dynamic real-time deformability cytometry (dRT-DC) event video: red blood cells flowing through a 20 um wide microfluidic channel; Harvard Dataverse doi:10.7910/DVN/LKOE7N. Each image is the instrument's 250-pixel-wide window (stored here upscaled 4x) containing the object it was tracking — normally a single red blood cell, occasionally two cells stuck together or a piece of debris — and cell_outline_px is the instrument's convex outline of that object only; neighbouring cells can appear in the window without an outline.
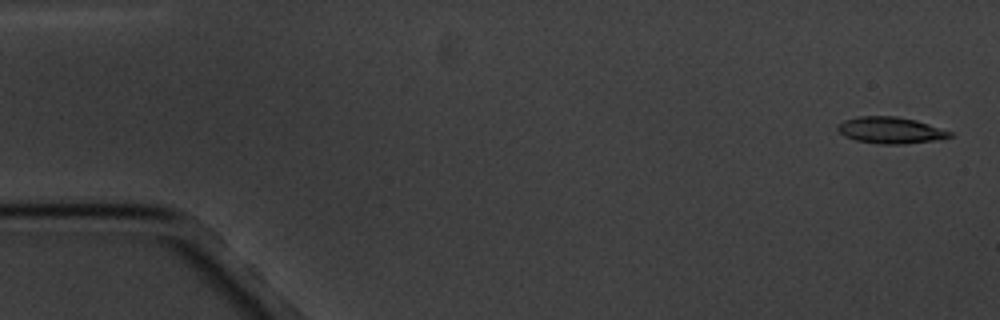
{"species": "common noctule bat (a hibernating species)", "species_latin": "Nyctalus noctula", "temperature_condition": "cold", "stored_images_in_passage": 6, "camera_frame_rate_fps": 3000, "um_per_image_px": 0.085, "animal": {"sex": "male", "body_mass_g": 20.1, "forearm_length_mm": 53.5}, "frame": {"image": 1, "passage_image": 1, "time_ms": 0.0, "image_size_px": [1000, 320], "cell_outline_px": [[952, 136], [940, 140], [904, 144], [880, 144], [856, 140], [844, 136], [836, 128], [836, 124], [844, 120], [856, 116], [896, 116], [916, 120], [952, 132]], "centroid_in_image_um": [75.68, 11.07], "position_along_channel_um": 9.3, "area_um2": 17.46}}
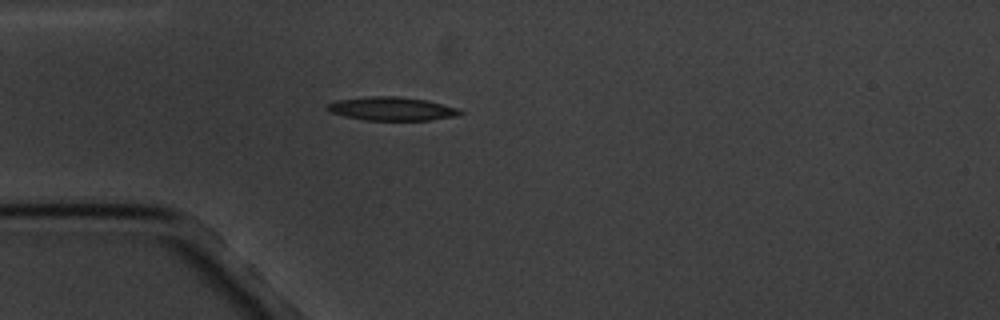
{"frame": {"image": 2, "passage_image": 5, "time_ms": 4.667, "image_size_px": [1000, 320], "cell_outline_px": [[464, 112], [456, 116], [432, 120], [364, 120], [344, 116], [328, 112], [324, 108], [328, 104], [336, 100], [368, 96], [400, 96], [428, 100], [460, 108]], "centroid_in_image_um": [33.3, 9.24], "position_along_channel_um": 51.7, "area_um2": 18.55}}